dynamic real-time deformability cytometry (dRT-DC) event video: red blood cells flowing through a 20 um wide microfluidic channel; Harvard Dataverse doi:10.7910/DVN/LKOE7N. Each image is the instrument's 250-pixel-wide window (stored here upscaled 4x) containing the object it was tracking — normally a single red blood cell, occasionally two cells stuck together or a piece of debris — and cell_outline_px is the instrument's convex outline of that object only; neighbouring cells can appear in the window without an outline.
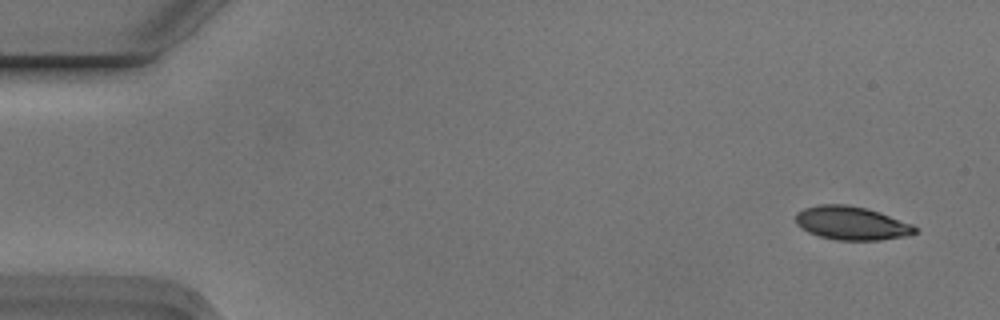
{"species": "Egyptian fruit bat (a non-hibernating species)", "species_latin": "Rousettus aegyptiacus", "temperature_condition": "cold", "stored_images_in_passage": 4, "camera_frame_rate_fps": 3000, "um_per_image_px": 0.085, "animal": {"sex": "male"}, "frame": {"image": 1, "passage_image": 1, "time_ms": 0.0, "image_size_px": [1000, 320], "cell_outline_px": [[920, 228], [916, 232], [908, 236], [880, 240], [836, 240], [820, 236], [808, 232], [800, 228], [796, 224], [796, 212], [804, 208], [820, 204], [848, 204], [880, 212], [912, 224]], "centroid_in_image_um": [72.39, 18.97], "position_along_channel_um": 12.6, "area_um2": 23.47}}